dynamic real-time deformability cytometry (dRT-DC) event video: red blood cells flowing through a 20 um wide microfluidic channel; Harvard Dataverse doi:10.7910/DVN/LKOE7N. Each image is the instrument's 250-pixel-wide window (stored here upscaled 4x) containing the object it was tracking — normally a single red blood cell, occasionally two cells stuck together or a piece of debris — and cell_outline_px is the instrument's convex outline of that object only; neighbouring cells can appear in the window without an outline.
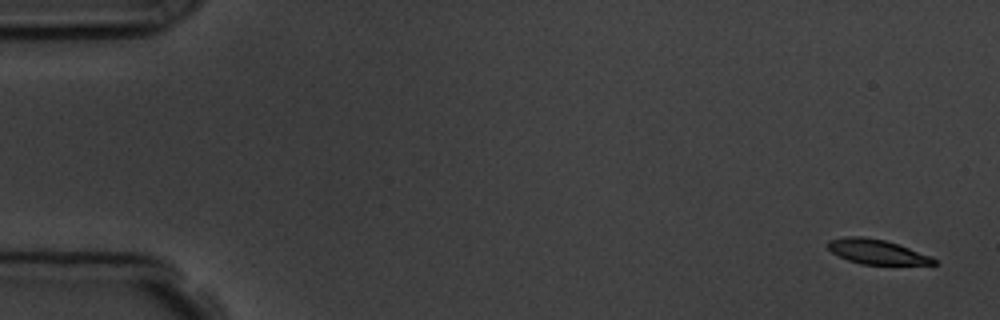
{"species": "common noctule bat (a hibernating species)", "species_latin": "Nyctalus noctula", "temperature_condition": "room temperature", "stored_images_in_passage": 5, "camera_frame_rate_fps": 3000, "um_per_image_px": 0.085, "animal": {"sex": "male", "body_mass_g": 19.5, "forearm_length_mm": 54.6}, "frame": {"image": 1, "passage_image": 1, "time_ms": 0.0, "image_size_px": [1000, 320], "cell_outline_px": [[936, 264], [860, 264], [848, 260], [832, 252], [828, 248], [828, 240], [844, 236], [864, 236], [884, 240], [932, 256], [936, 260]], "centroid_in_image_um": [74.49, 21.39], "position_along_channel_um": 10.5, "area_um2": 15.03}}
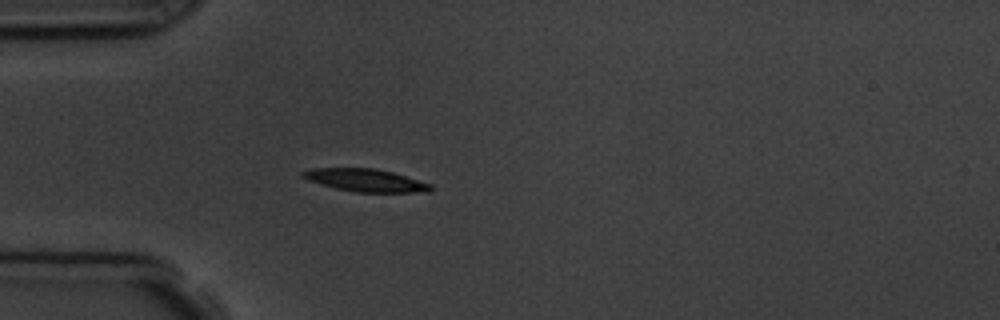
{"frame": {"image": 2, "passage_image": 5, "time_ms": 4.667, "image_size_px": [1000, 320], "cell_outline_px": [[432, 192], [356, 192], [336, 188], [308, 180], [300, 176], [300, 172], [312, 168], [372, 168], [392, 172], [432, 184]], "centroid_in_image_um": [31.07, 15.32], "position_along_channel_um": 53.9, "area_um2": 16.82}}